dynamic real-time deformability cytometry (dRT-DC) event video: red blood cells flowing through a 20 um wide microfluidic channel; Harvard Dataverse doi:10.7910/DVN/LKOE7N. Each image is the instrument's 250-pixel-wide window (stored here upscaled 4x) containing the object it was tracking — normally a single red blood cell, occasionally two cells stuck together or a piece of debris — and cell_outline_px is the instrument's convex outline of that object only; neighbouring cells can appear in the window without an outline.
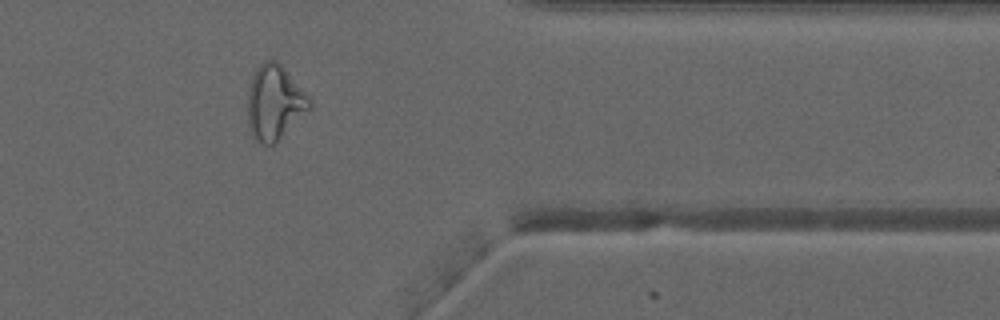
{"species": "common noctule bat (a hibernating species)", "species_latin": "Nyctalus noctula", "temperature_condition": "warm", "stored_images_in_passage": 41, "camera_frame_rate_fps": 3000, "um_per_image_px": 0.085, "animal": {"sex": "male", "forearm_length_mm": 52.5}, "frame": {"image": 1, "passage_image": 35, "time_ms": 11.333, "image_size_px": [1000, 320], "cell_outline_px": [[312, 108], [308, 112], [272, 144], [264, 144], [252, 136], [248, 124], [248, 92], [252, 76], [256, 68], [264, 60], [276, 60], [288, 72], [308, 96], [312, 104]], "centroid_in_image_um": [23.33, 8.69], "position_along_channel_um": 388.1, "area_um2": 26.53}}